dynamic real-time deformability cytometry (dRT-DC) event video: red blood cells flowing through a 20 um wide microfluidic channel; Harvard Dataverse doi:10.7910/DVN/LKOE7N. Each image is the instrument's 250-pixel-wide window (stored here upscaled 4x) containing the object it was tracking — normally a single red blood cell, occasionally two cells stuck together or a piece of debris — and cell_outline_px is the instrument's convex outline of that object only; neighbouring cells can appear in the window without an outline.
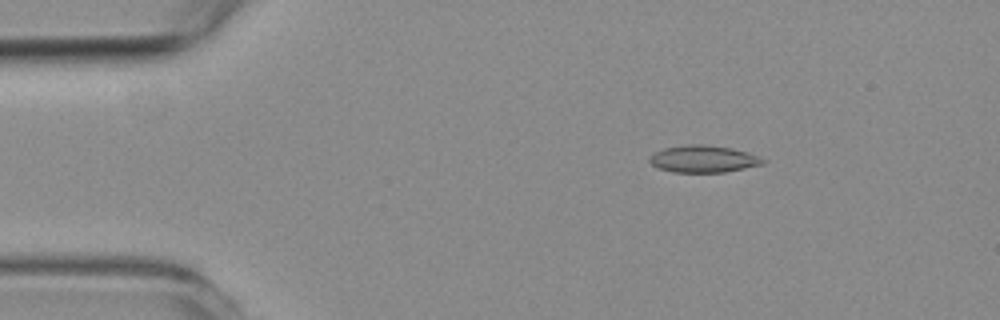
{"species": "common noctule bat (a hibernating species)", "species_latin": "Nyctalus noctula", "temperature_condition": "room temperature", "stored_images_in_passage": 57, "camera_frame_rate_fps": 3000, "um_per_image_px": 0.085, "animal": {"sex": "female", "body_mass_g": 19.3, "forearm_length_mm": 54.1}, "frame": {"image": 1, "passage_image": 9, "time_ms": 2.667, "image_size_px": [1000, 320], "cell_outline_px": [[764, 164], [724, 172], [672, 172], [656, 168], [648, 160], [652, 152], [664, 148], [688, 144], [704, 144], [732, 148], [748, 152], [764, 160]], "centroid_in_image_um": [59.72, 13.5], "position_along_channel_um": 25.3, "area_um2": 17.92}}
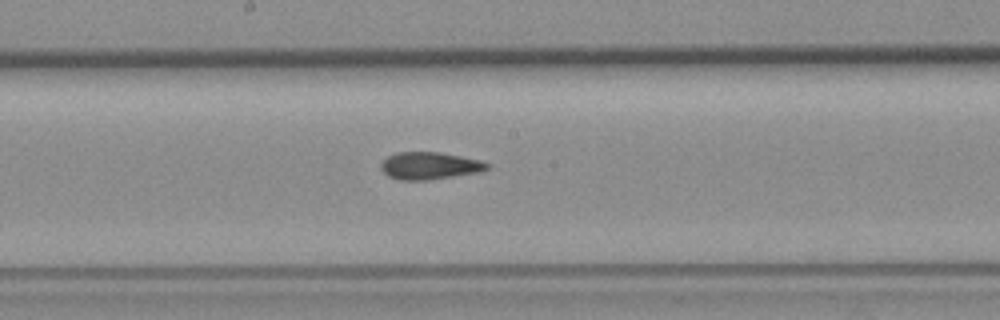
{"frame": {"image": 2, "passage_image": 30, "time_ms": 9.667, "image_size_px": [1000, 320], "cell_outline_px": [[492, 168], [480, 172], [428, 180], [400, 180], [388, 176], [380, 168], [380, 164], [388, 156], [396, 152], [440, 152], [480, 160], [492, 164]], "centroid_in_image_um": [36.55, 14.09], "position_along_channel_um": 211.6, "area_um2": 17.05}}
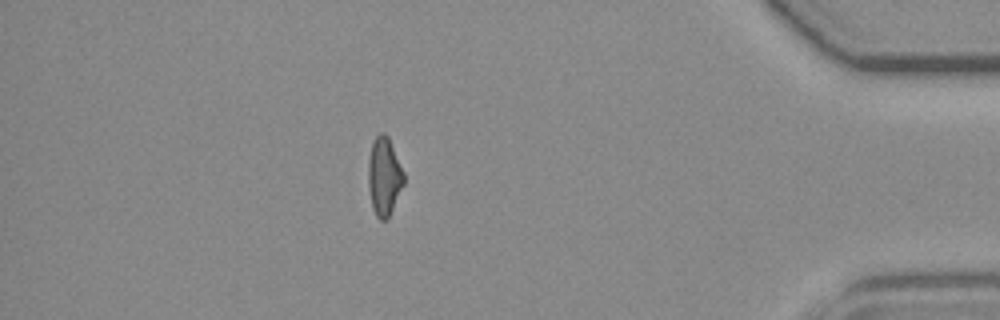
{"frame": {"image": 3, "passage_image": 50, "time_ms": 16.333, "image_size_px": [1000, 320], "cell_outline_px": [[404, 184], [388, 220], [380, 220], [376, 216], [372, 208], [368, 184], [368, 160], [372, 140], [380, 132], [384, 132], [388, 136], [404, 172]], "centroid_in_image_um": [32.65, 15.0], "position_along_channel_um": 402.6, "area_um2": 16.47}, "authors_computed_cell_mechanics": {"area_um2": 17.051, "velocity_mm_per_s": 3.5763, "shape_relaxation_time_tau1_ms": null, "shape_relaxation_time_tau2_ms": 2.791, "deformation_change_tau1": null, "deformation_change_tau2": 0.0969}}